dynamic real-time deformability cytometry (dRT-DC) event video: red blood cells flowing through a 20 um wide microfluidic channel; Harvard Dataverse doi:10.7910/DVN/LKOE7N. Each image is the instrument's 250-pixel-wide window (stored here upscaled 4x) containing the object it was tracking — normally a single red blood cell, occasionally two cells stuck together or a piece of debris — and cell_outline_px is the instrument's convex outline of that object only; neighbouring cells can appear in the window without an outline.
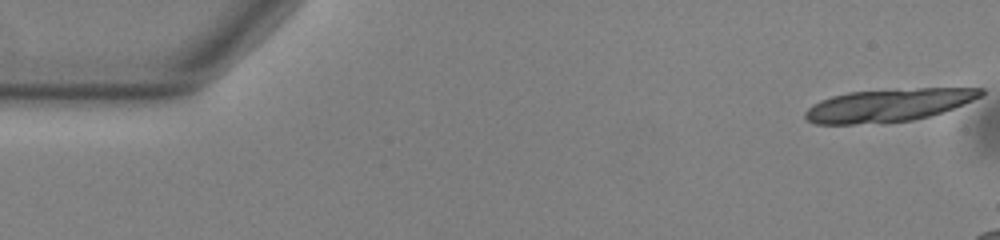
{"species": "common noctule bat (a hibernating species)", "species_latin": "Nyctalus noctula", "temperature_condition": "warm", "stored_images_in_passage": 17, "camera_frame_rate_fps": 3000, "um_per_image_px": 0.085, "animal": {"sex": "male", "body_mass_g": 13.0, "forearm_length_mm": 53.1}, "frame": {"image": 1, "passage_image": 1, "time_ms": 0.0, "image_size_px": [1000, 240], "cell_outline_px": [[984, 92], [980, 96], [964, 104], [944, 112], [912, 120], [852, 124], [816, 124], [808, 120], [804, 116], [804, 112], [812, 104], [820, 100], [832, 96], [848, 92], [916, 88], [984, 88]], "centroid_in_image_um": [75.5, 8.93], "position_along_channel_um": 9.5, "area_um2": 33.35}}